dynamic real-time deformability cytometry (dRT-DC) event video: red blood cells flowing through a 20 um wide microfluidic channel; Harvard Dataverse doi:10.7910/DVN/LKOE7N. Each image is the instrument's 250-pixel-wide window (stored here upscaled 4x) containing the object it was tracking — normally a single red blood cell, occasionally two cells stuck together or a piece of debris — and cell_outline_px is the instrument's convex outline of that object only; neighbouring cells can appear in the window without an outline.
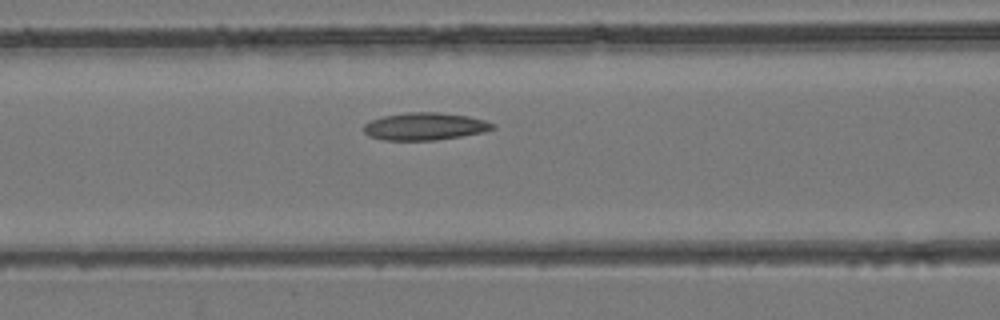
{"species": "common noctule bat (a hibernating species)", "species_latin": "Nyctalus noctula", "temperature_condition": "room temperature", "stored_images_in_passage": 40, "camera_frame_rate_fps": 3000, "um_per_image_px": 0.085, "animal": {"sex": "female", "body_mass_g": 24.6, "forearm_length_mm": 56.2}, "frame": {"image": 1, "passage_image": 14, "time_ms": 4.333, "image_size_px": [1000, 320], "cell_outline_px": [[496, 128], [484, 132], [436, 140], [380, 140], [368, 136], [364, 132], [364, 124], [368, 120], [384, 116], [408, 112], [436, 112], [468, 116], [484, 120], [496, 124]], "centroid_in_image_um": [36.09, 10.74], "position_along_channel_um": 130.5, "area_um2": 20.75}}
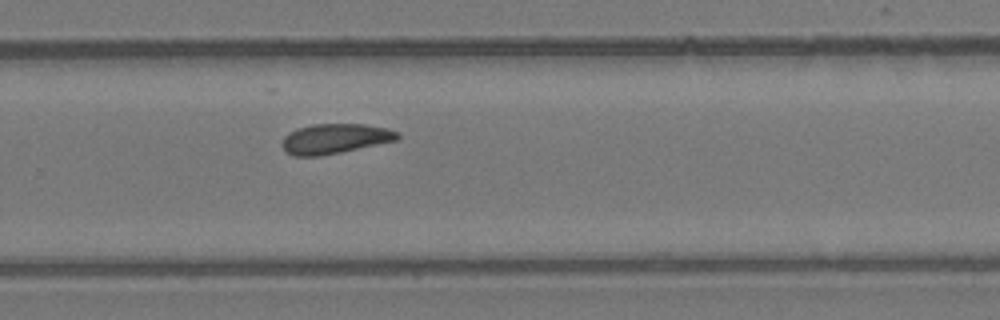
{"frame": {"image": 2, "passage_image": 25, "time_ms": 8.0, "image_size_px": [1000, 320], "cell_outline_px": [[400, 136], [396, 140], [340, 152], [320, 156], [292, 156], [284, 152], [280, 144], [284, 136], [288, 132], [296, 128], [312, 124], [364, 124], [388, 128], [396, 132]], "centroid_in_image_um": [28.37, 11.79], "position_along_channel_um": 301.4, "area_um2": 20.23}}
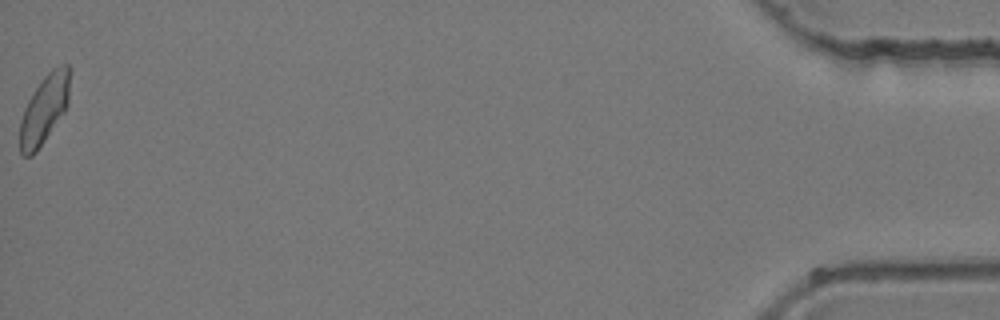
{"frame": {"image": 3, "passage_image": 40, "time_ms": 13.0, "image_size_px": [1000, 320], "cell_outline_px": [[72, 68], [68, 104], [64, 112], [36, 152], [32, 156], [24, 156], [20, 152], [20, 120], [24, 108], [28, 100], [44, 76], [52, 68], [60, 64], [68, 64]], "centroid_in_image_um": [3.8, 9.23], "position_along_channel_um": 431.4, "area_um2": 20.17}}